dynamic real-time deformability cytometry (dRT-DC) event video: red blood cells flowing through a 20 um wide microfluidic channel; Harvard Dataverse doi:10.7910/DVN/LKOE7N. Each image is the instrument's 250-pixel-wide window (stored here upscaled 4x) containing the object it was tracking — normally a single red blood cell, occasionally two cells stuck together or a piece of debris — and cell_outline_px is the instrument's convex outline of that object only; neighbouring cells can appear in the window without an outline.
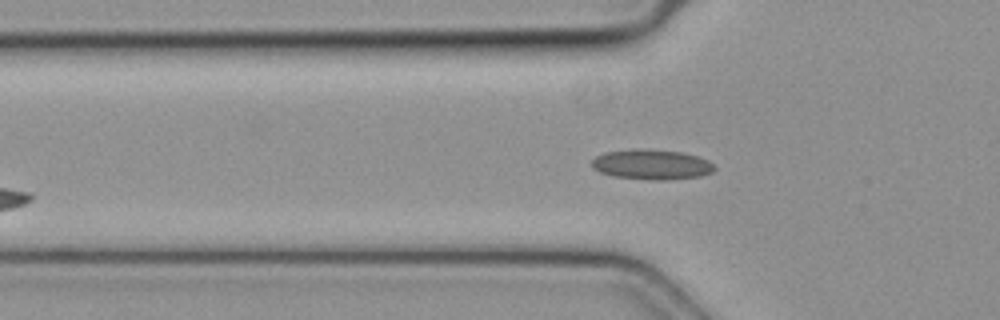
{"species": "common noctule bat (a hibernating species)", "species_latin": "Nyctalus noctula", "temperature_condition": "cold", "stored_images_in_passage": 27, "camera_frame_rate_fps": 3000, "um_per_image_px": 0.085, "animal": {"sex": "female", "body_mass_g": 19.3, "forearm_length_mm": 54.1}, "frame": {"image": 1, "passage_image": 5, "time_ms": 1.333, "image_size_px": [1000, 320], "cell_outline_px": [[716, 168], [712, 172], [700, 176], [664, 180], [656, 180], [612, 176], [600, 172], [592, 168], [592, 160], [596, 156], [604, 152], [680, 152], [696, 156], [708, 160]], "centroid_in_image_um": [55.41, 14.04], "position_along_channel_um": 70.4, "area_um2": 20.29}}
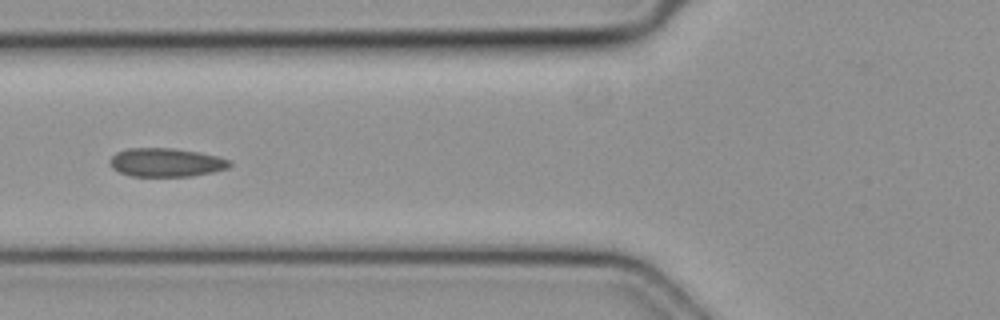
{"frame": {"image": 2, "passage_image": 8, "time_ms": 2.333, "image_size_px": [1000, 320], "cell_outline_px": [[232, 164], [228, 168], [212, 172], [192, 176], [132, 176], [120, 172], [112, 168], [108, 164], [108, 160], [116, 152], [128, 148], [172, 148], [200, 152], [216, 156], [228, 160]], "centroid_in_image_um": [14.08, 13.8], "position_along_channel_um": 111.7, "area_um2": 20.0}}
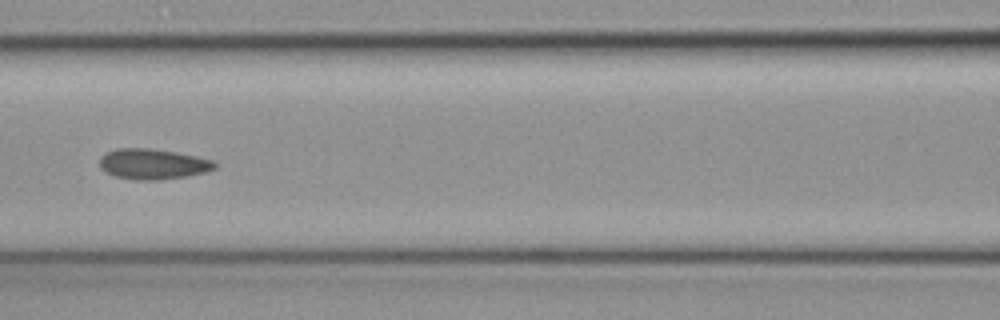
{"frame": {"image": 3, "passage_image": 11, "time_ms": 3.333, "image_size_px": [1000, 320], "cell_outline_px": [[216, 168], [204, 172], [188, 176], [160, 180], [136, 180], [112, 176], [104, 172], [100, 168], [100, 156], [104, 152], [116, 148], [148, 148], [176, 152], [196, 156], [212, 160], [216, 164]], "centroid_in_image_um": [12.93, 13.94], "position_along_channel_um": 153.7, "area_um2": 20.69}}